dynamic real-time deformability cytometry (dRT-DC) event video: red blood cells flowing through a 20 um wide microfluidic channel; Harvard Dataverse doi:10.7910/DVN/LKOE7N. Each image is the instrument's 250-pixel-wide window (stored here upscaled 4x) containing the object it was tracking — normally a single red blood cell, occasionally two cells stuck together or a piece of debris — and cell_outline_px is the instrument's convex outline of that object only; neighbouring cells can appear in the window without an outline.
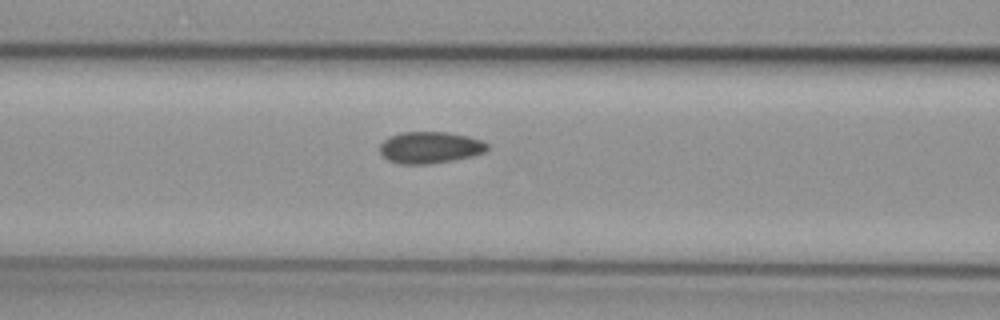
{"species": "common noctule bat (a hibernating species)", "species_latin": "Nyctalus noctula", "temperature_condition": "cold", "stored_images_in_passage": 11, "camera_frame_rate_fps": 3000, "um_per_image_px": 0.085, "animal": {"sex": "female", "body_mass_g": 29.2, "forearm_length_mm": 56.3}, "frame": {"image": 1, "passage_image": 10, "time_ms": 3.0, "image_size_px": [1000, 320], "cell_outline_px": [[488, 148], [484, 152], [472, 156], [452, 160], [428, 164], [400, 164], [388, 160], [380, 152], [380, 144], [388, 136], [400, 132], [448, 132], [468, 136], [480, 140], [488, 144]], "centroid_in_image_um": [36.53, 12.53], "position_along_channel_um": 130.1, "area_um2": 19.83}}